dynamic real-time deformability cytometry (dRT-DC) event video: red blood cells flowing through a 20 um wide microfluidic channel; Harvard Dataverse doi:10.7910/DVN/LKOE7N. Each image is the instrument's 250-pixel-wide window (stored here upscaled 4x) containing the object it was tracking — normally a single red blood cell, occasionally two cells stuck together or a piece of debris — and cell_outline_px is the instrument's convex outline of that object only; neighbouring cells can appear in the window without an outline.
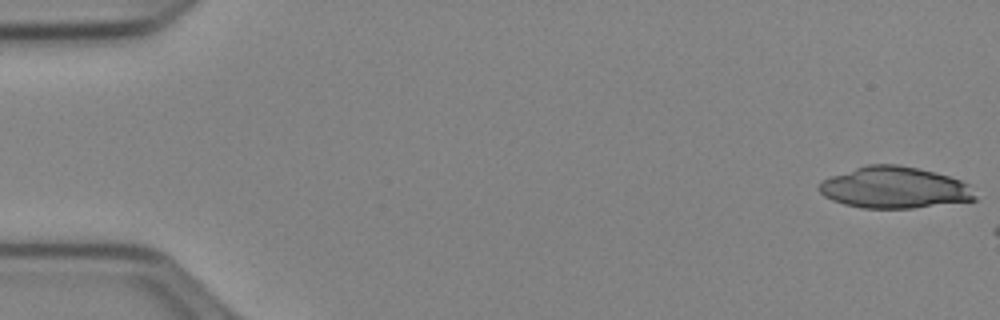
{"species": "Egyptian fruit bat (a non-hibernating species)", "species_latin": "Rousettus aegyptiacus", "temperature_condition": "cold", "stored_images_in_passage": 8, "camera_frame_rate_fps": 3000, "um_per_image_px": 0.085, "animal": {"sex": "female"}, "frame": {"image": 1, "passage_image": 1, "time_ms": 0.0, "image_size_px": [1000, 320], "cell_outline_px": [[976, 200], [912, 208], [860, 208], [844, 204], [832, 200], [824, 196], [816, 188], [820, 180], [868, 164], [896, 164], [936, 172], [960, 180], [968, 184], [976, 196]], "centroid_in_image_um": [76.0, 15.95], "position_along_channel_um": 9.0, "area_um2": 37.63}}